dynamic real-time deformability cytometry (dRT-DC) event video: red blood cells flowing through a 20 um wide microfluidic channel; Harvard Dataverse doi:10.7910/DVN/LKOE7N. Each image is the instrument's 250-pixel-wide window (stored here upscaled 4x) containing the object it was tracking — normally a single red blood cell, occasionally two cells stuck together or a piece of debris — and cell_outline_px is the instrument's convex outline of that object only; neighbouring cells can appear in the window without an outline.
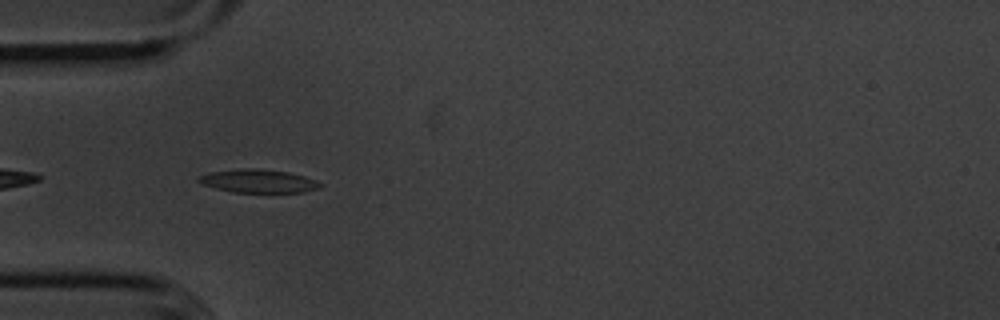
{"species": "common noctule bat (a hibernating species)", "species_latin": "Nyctalus noctula", "temperature_condition": "cold", "stored_images_in_passage": 41, "camera_frame_rate_fps": 3000, "um_per_image_px": 0.085, "animal": {"sex": "male", "body_mass_g": 20.1, "forearm_length_mm": 53.5}, "frame": {"image": 1, "passage_image": 3, "time_ms": 0.667, "image_size_px": [1000, 320], "cell_outline_px": [[324, 184], [320, 188], [304, 192], [232, 192], [216, 188], [204, 184], [196, 180], [196, 176], [208, 172], [244, 168], [252, 168], [288, 172], [304, 176], [316, 180]], "centroid_in_image_um": [21.95, 15.39], "position_along_channel_um": 63.0, "area_um2": 16.53}}
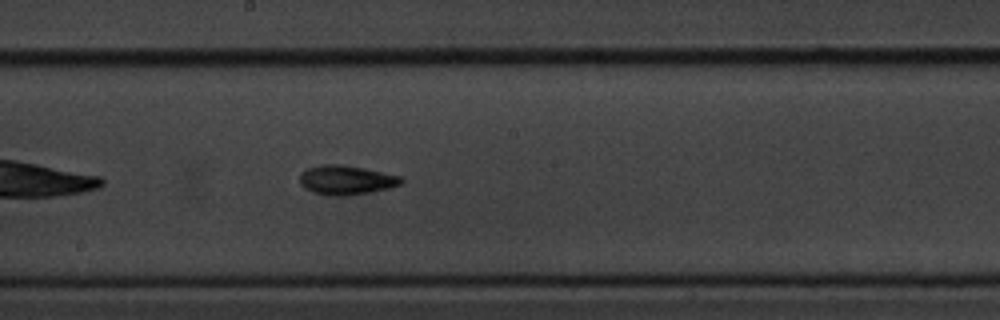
{"frame": {"image": 2, "passage_image": 16, "time_ms": 5.0, "image_size_px": [1000, 320], "cell_outline_px": [[404, 180], [400, 184], [392, 188], [344, 196], [332, 196], [312, 192], [304, 188], [300, 184], [300, 172], [308, 168], [320, 164], [340, 164], [400, 176]], "centroid_in_image_um": [29.38, 15.31], "position_along_channel_um": 218.8, "area_um2": 17.22}}
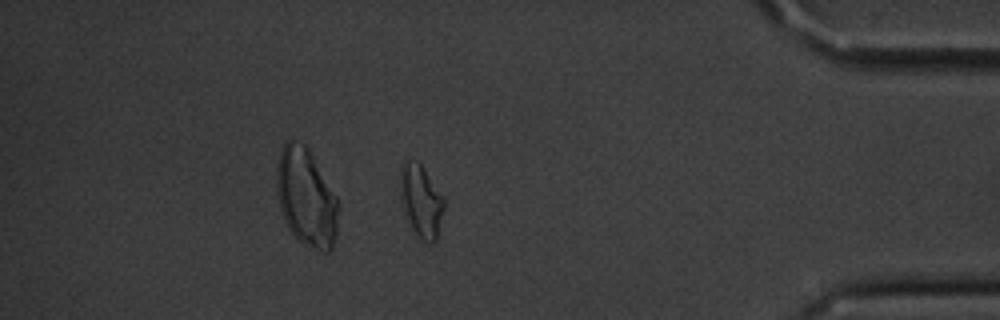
{"frame": {"image": 3, "passage_image": 34, "time_ms": 11.0, "image_size_px": [1000, 320], "cell_outline_px": [[444, 208], [436, 240], [432, 244], [428, 244], [420, 240], [412, 228], [400, 196], [400, 168], [404, 160], [416, 160], [420, 164], [444, 200]], "centroid_in_image_um": [35.78, 17.1], "position_along_channel_um": 399.4, "area_um2": 18.03}, "authors_computed_cell_mechanics": {"area_um2": 16.4152, "velocity_mm_per_s": 3.6105, "shape_relaxation_time_tau1_ms": 2.4585, "shape_relaxation_time_tau2_ms": 4.2073, "deformation_change_tau1": 0.1407, "deformation_change_tau2": 0.1171}}